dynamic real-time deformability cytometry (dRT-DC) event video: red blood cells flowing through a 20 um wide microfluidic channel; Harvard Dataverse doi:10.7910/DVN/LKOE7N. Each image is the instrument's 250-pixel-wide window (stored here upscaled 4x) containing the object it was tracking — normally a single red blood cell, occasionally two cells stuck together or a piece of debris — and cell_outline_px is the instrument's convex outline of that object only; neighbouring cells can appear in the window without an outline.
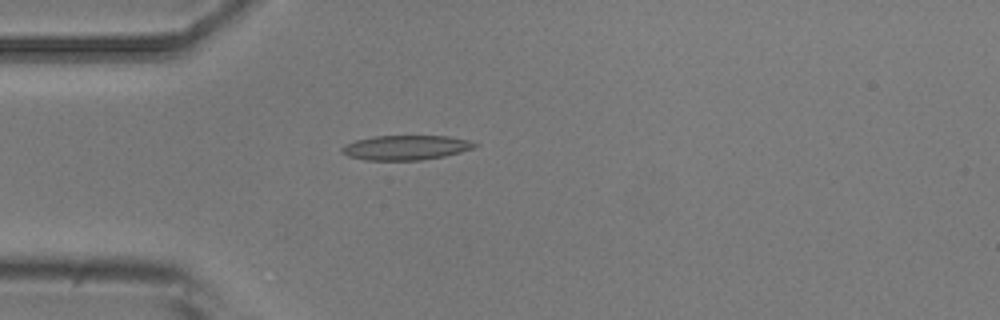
{"species": "common noctule bat (a hibernating species)", "species_latin": "Nyctalus noctula", "temperature_condition": "room temperature", "stored_images_in_passage": 2, "camera_frame_rate_fps": 3000, "um_per_image_px": 0.085, "animal": {"sex": "male", "body_mass_g": 20.5, "forearm_length_mm": 52.5}, "frame": {"image": 1, "passage_image": 2, "time_ms": 1.0, "image_size_px": [1000, 320], "cell_outline_px": [[480, 144], [476, 148], [444, 156], [420, 160], [364, 160], [348, 156], [340, 152], [340, 148], [344, 144], [356, 140], [376, 136], [448, 136], [468, 140]], "centroid_in_image_um": [34.49, 12.54], "position_along_channel_um": 50.5, "area_um2": 19.19}}